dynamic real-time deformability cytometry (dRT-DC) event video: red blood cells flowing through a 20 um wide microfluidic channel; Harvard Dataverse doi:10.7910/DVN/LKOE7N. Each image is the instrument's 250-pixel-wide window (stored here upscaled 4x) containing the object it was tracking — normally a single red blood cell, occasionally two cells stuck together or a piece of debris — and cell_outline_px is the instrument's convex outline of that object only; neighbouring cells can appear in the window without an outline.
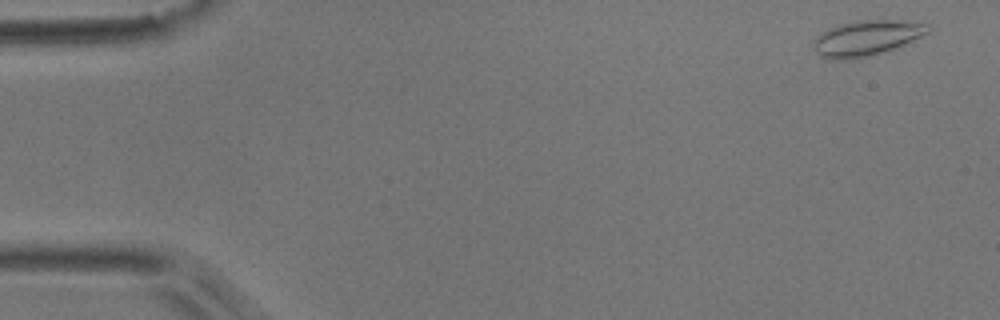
{"species": "common noctule bat (a hibernating species)", "species_latin": "Nyctalus noctula", "temperature_condition": "room temperature", "stored_images_in_passage": 3, "camera_frame_rate_fps": 3000, "um_per_image_px": 0.085, "animal": {"sex": "male", "body_mass_g": 17.9}, "frame": {"image": 1, "passage_image": 1, "time_ms": 0.0, "image_size_px": [1000, 320], "cell_outline_px": [[932, 32], [904, 44], [872, 56], [844, 60], [836, 60], [820, 56], [812, 48], [812, 40], [816, 36], [836, 24], [856, 20], [896, 20], [928, 24], [932, 28]], "centroid_in_image_um": [73.63, 3.23], "position_along_channel_um": 11.4, "area_um2": 23.93}}